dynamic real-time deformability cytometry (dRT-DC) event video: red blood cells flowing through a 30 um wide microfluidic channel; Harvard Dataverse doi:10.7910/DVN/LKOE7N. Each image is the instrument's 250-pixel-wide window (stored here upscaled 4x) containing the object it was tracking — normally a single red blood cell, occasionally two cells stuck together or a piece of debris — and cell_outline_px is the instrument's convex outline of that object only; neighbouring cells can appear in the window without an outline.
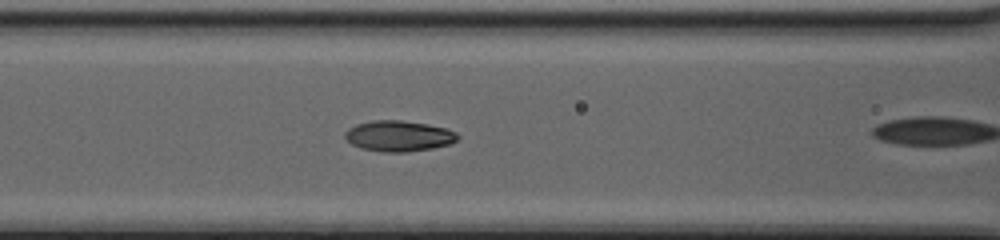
{"species": "common noctule bat (a hibernating species)", "species_latin": "Nyctalus noctula", "temperature_condition": "cold", "stored_images_in_passage": 28, "camera_frame_rate_fps": 3000, "um_per_image_px": 0.085, "animal": {"sex": "female", "body_mass_g": 20.0, "forearm_length_mm": 54.0}, "frame": {"image": 1, "passage_image": 24, "time_ms": 7.667, "image_size_px": [1000, 240], "cell_outline_px": [[460, 136], [452, 144], [432, 148], [404, 152], [384, 152], [360, 148], [352, 144], [344, 136], [344, 132], [348, 128], [356, 124], [372, 120], [400, 120], [428, 124], [448, 128], [456, 132]], "centroid_in_image_um": [33.9, 11.55], "position_along_channel_um": 132.7, "area_um2": 20.35}}